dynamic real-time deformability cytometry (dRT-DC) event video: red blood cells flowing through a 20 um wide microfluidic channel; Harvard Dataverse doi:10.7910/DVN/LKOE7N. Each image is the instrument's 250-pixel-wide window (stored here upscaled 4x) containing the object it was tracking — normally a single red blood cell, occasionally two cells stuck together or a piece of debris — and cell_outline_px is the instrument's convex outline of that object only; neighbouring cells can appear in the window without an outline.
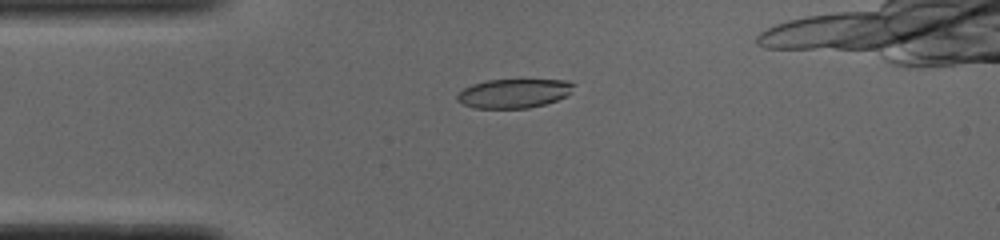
{"species": "common noctule bat (a hibernating species)", "species_latin": "Nyctalus noctula", "temperature_condition": "cold", "stored_images_in_passage": 35, "camera_frame_rate_fps": 3000, "um_per_image_px": 0.085, "animal": {"sex": "male", "body_mass_g": 19.0, "forearm_length_mm": 50.8}, "frame": {"image": 1, "passage_image": 1, "time_ms": 0.0, "image_size_px": [1000, 240], "cell_outline_px": [[576, 84], [572, 92], [556, 100], [544, 104], [528, 108], [476, 108], [464, 104], [456, 100], [456, 96], [464, 88], [472, 84], [488, 80], [568, 80]], "centroid_in_image_um": [43.69, 7.93], "position_along_channel_um": 41.3, "area_um2": 19.65}}
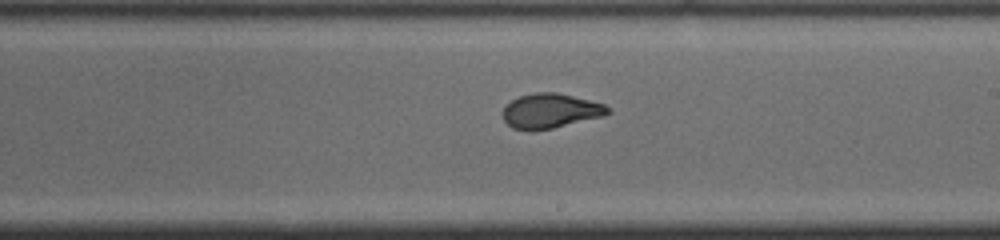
{"frame": {"image": 2, "passage_image": 18, "time_ms": 5.667, "image_size_px": [1000, 240], "cell_outline_px": [[612, 112], [604, 116], [552, 128], [512, 128], [504, 120], [504, 108], [512, 100], [520, 96], [536, 92], [556, 92], [604, 104]], "centroid_in_image_um": [46.83, 9.4], "position_along_channel_um": 242.2, "area_um2": 20.52}}
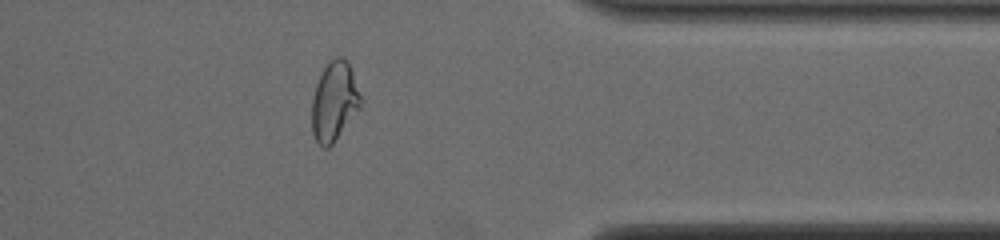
{"frame": {"image": 3, "passage_image": 30, "time_ms": 9.667, "image_size_px": [1000, 240], "cell_outline_px": [[360, 108], [332, 144], [328, 148], [324, 148], [316, 140], [312, 132], [312, 100], [316, 84], [324, 68], [336, 56], [340, 56], [348, 64], [352, 72], [360, 96]], "centroid_in_image_um": [28.39, 8.65], "position_along_channel_um": 383.0, "area_um2": 21.91}}